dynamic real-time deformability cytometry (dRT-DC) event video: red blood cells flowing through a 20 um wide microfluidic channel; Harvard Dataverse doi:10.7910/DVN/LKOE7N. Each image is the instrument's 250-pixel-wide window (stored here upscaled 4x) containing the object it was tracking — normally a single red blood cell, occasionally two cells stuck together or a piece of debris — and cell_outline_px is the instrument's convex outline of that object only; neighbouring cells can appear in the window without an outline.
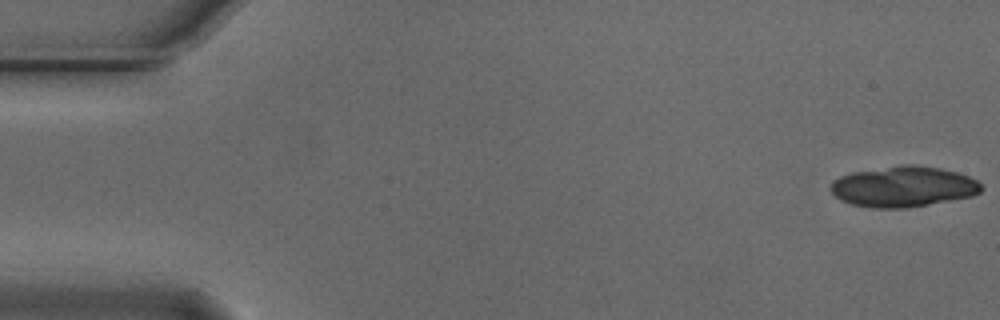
{"species": "Egyptian fruit bat (a non-hibernating species)", "species_latin": "Rousettus aegyptiacus", "temperature_condition": "cold", "stored_images_in_passage": 5, "camera_frame_rate_fps": 3000, "um_per_image_px": 0.085, "animal": {"sex": "male"}, "frame": {"image": 1, "passage_image": 1, "time_ms": 0.0, "image_size_px": [1000, 320], "cell_outline_px": [[984, 188], [980, 192], [972, 196], [908, 208], [872, 208], [852, 204], [840, 200], [828, 188], [840, 176], [852, 172], [900, 164], [912, 164], [940, 168], [956, 172], [968, 176], [976, 180]], "centroid_in_image_um": [76.78, 15.86], "position_along_channel_um": 8.2, "area_um2": 35.72}}